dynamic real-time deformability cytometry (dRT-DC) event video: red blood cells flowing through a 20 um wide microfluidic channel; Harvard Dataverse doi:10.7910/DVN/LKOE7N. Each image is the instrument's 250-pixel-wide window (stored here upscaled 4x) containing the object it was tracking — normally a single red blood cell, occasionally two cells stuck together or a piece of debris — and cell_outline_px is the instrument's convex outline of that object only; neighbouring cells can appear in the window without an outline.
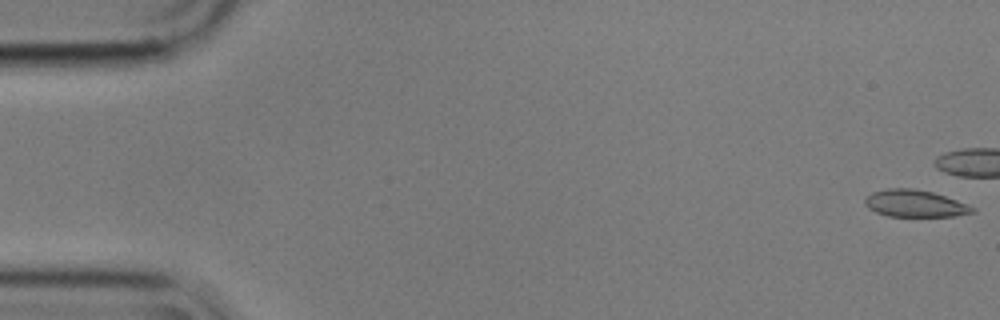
{"species": "common noctule bat (a hibernating species)", "species_latin": "Nyctalus noctula", "temperature_condition": "cold", "stored_images_in_passage": 44, "camera_frame_rate_fps": 3000, "um_per_image_px": 0.085, "animal": {"sex": "male", "body_mass_g": 17.9}, "frame": {"image": 1, "passage_image": 1, "time_ms": 0.0, "image_size_px": [1000, 320], "cell_outline_px": [[976, 212], [956, 216], [888, 216], [876, 212], [868, 208], [864, 204], [864, 200], [872, 192], [888, 188], [912, 188], [932, 192], [956, 200], [976, 208]], "centroid_in_image_um": [77.76, 17.3], "position_along_channel_um": 7.2, "area_um2": 16.88}}
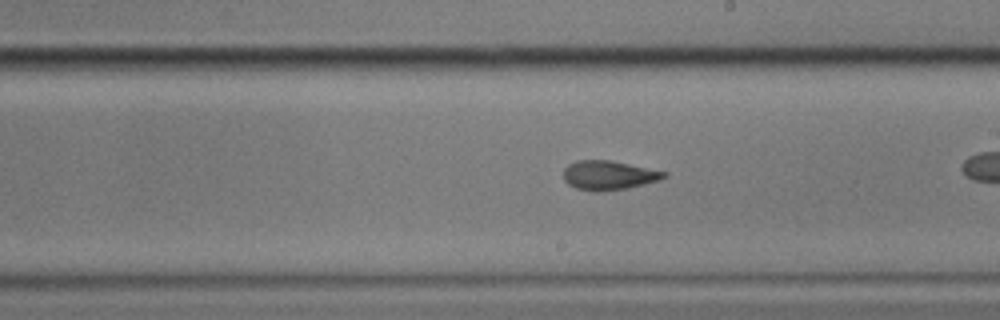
{"frame": {"image": 2, "passage_image": 32, "time_ms": 10.333, "image_size_px": [1000, 320], "cell_outline_px": [[668, 176], [660, 180], [628, 188], [596, 192], [576, 188], [568, 184], [564, 180], [564, 168], [568, 164], [576, 160], [608, 160], [668, 172]], "centroid_in_image_um": [51.73, 14.9], "position_along_channel_um": 237.3, "area_um2": 17.11}}